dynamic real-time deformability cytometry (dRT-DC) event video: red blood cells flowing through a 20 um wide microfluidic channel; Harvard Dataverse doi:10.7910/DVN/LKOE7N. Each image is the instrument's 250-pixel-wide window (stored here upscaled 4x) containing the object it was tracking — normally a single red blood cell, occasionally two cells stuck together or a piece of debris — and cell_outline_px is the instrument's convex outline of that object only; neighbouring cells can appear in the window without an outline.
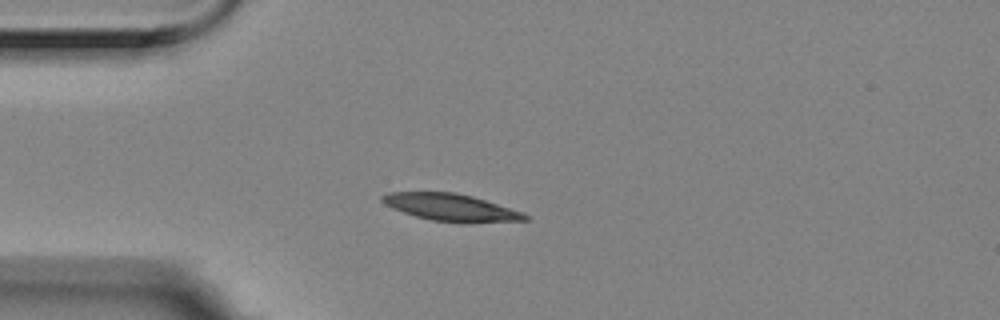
{"species": "Egyptian fruit bat (a non-hibernating species)", "species_latin": "Rousettus aegyptiacus", "temperature_condition": "room temperature", "stored_images_in_passage": 3, "camera_frame_rate_fps": 3000, "um_per_image_px": 0.085, "animal": {"sex": "female"}, "frame": {"image": 1, "passage_image": 3, "time_ms": 0.667, "image_size_px": [1000, 320], "cell_outline_px": [[532, 220], [468, 224], [464, 224], [432, 220], [416, 216], [392, 208], [384, 204], [380, 200], [380, 196], [388, 192], [456, 192], [472, 196], [524, 212]], "centroid_in_image_um": [38.38, 17.65], "position_along_channel_um": 46.6, "area_um2": 23.06}}